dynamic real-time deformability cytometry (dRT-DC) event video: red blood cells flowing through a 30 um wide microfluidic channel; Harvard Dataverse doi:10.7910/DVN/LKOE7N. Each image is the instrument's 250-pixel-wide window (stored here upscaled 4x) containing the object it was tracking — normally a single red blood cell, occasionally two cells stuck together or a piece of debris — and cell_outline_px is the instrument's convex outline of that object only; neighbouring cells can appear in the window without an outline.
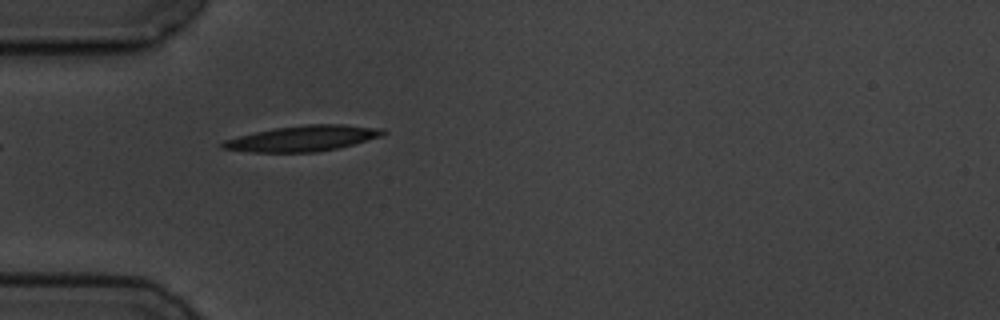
{"species": "common noctule bat (a hibernating species)", "species_latin": "Nyctalus noctula", "temperature_condition": "cold", "stored_images_in_passage": 1, "camera_frame_rate_fps": 3000, "um_per_image_px": 0.085, "animal": {"sex": "male", "body_mass_g": 19.5, "forearm_length_mm": 54.6}, "frame": {"image": 1, "passage_image": 1, "time_ms": 0.0, "image_size_px": [1000, 320], "cell_outline_px": [[388, 132], [384, 136], [336, 148], [316, 152], [252, 152], [220, 148], [220, 144], [224, 140], [256, 132], [276, 128], [308, 124], [344, 124], [384, 128]], "centroid_in_image_um": [25.79, 11.76], "position_along_channel_um": 59.2, "area_um2": 23.87}}